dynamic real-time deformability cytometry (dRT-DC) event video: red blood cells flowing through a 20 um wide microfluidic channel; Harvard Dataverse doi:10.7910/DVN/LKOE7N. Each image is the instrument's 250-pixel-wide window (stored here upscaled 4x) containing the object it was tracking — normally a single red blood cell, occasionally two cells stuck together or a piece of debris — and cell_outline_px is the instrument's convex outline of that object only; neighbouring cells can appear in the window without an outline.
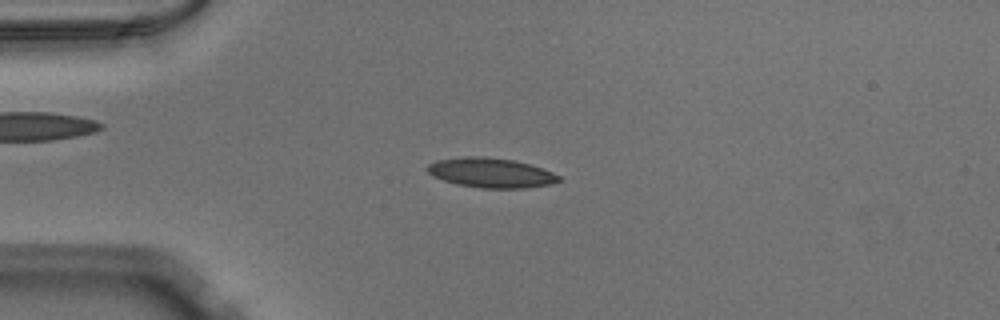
{"species": "Egyptian fruit bat (a non-hibernating species)", "species_latin": "Rousettus aegyptiacus", "temperature_condition": "warm", "stored_images_in_passage": 50, "camera_frame_rate_fps": 3000, "um_per_image_px": 0.085, "animal": {"sex": "male"}, "frame": {"image": 1, "passage_image": 12, "time_ms": 3.667, "image_size_px": [1000, 320], "cell_outline_px": [[560, 180], [552, 184], [524, 188], [480, 188], [460, 184], [444, 180], [432, 176], [424, 168], [428, 164], [436, 160], [464, 156], [484, 156], [512, 160], [544, 168], [560, 176]], "centroid_in_image_um": [41.71, 14.68], "position_along_channel_um": 43.3, "area_um2": 22.77}}
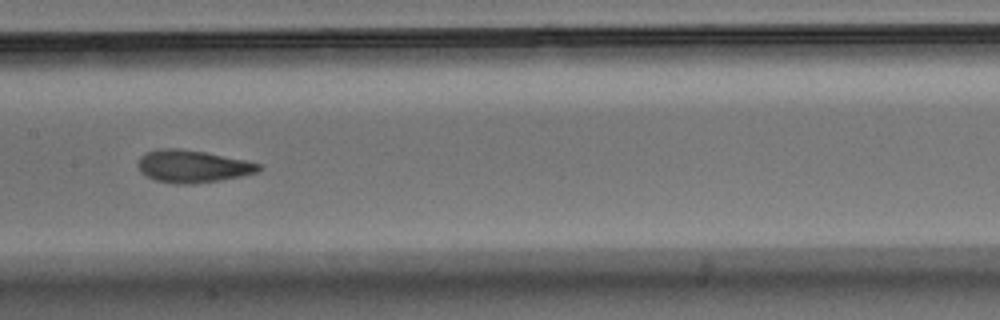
{"frame": {"image": 2, "passage_image": 25, "time_ms": 8.0, "image_size_px": [1000, 320], "cell_outline_px": [[264, 168], [256, 172], [240, 176], [220, 180], [192, 184], [176, 184], [156, 180], [140, 172], [136, 164], [140, 156], [148, 152], [160, 148], [176, 148], [204, 152], [244, 160], [260, 164]], "centroid_in_image_um": [16.34, 14.14], "position_along_channel_um": 191.1, "area_um2": 22.66}}
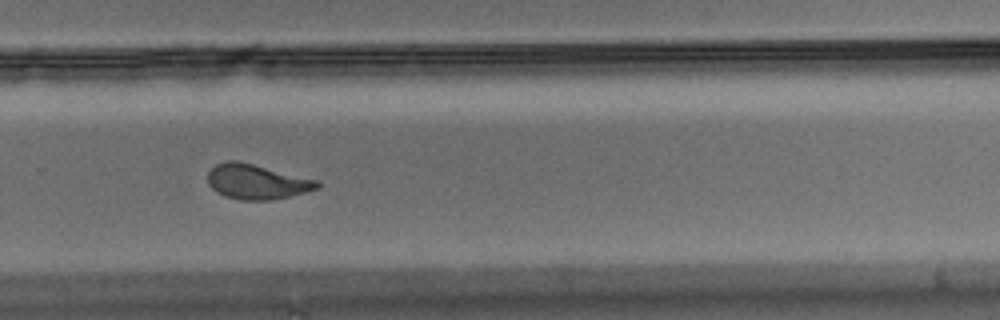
{"frame": {"image": 3, "passage_image": 34, "time_ms": 11.0, "image_size_px": [1000, 320], "cell_outline_px": [[320, 188], [272, 200], [240, 200], [224, 196], [216, 192], [208, 184], [208, 172], [216, 164], [228, 160], [236, 160], [316, 180], [320, 184]], "centroid_in_image_um": [21.77, 15.46], "position_along_channel_um": 308.0, "area_um2": 21.96}}